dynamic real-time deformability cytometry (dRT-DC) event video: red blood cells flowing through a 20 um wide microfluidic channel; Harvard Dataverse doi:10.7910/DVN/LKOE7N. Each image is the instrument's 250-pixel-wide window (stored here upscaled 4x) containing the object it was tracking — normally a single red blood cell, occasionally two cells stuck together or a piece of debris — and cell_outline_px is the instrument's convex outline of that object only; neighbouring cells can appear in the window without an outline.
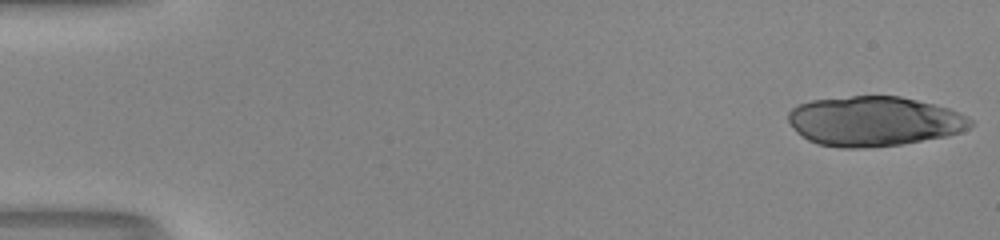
{"species": "human", "species_latin": "Homo sapiens", "temperature_condition": "room temperature", "stored_images_in_passage": 4, "camera_frame_rate_fps": 3000, "um_per_image_px": 0.085, "donor": {"sex": "male"}, "frame": {"image": 1, "passage_image": 1, "time_ms": 0.0, "image_size_px": [1000, 240], "cell_outline_px": [[972, 124], [968, 128], [960, 132], [948, 136], [900, 144], [864, 148], [840, 148], [816, 144], [808, 140], [796, 132], [788, 120], [788, 112], [796, 104], [812, 100], [852, 96], [900, 96], [948, 108], [960, 112], [968, 116], [972, 120]], "centroid_in_image_um": [74.27, 10.31], "position_along_channel_um": 10.7, "area_um2": 53.0}}